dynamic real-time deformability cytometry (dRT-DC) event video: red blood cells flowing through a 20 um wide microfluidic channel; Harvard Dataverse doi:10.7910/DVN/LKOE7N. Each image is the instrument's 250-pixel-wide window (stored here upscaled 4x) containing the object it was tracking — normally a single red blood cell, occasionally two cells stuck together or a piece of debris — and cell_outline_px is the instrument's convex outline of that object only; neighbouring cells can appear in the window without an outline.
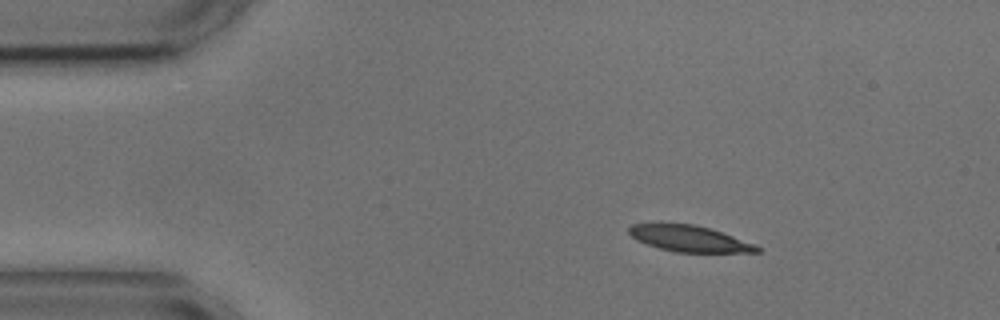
{"species": "common noctule bat (a hibernating species)", "species_latin": "Nyctalus noctula", "temperature_condition": "cold", "stored_images_in_passage": 3, "camera_frame_rate_fps": 3000, "um_per_image_px": 0.085, "animal": {"sex": "male", "body_mass_g": 17.9, "forearm_length_mm": 54.2}, "frame": {"image": 1, "passage_image": 1, "time_ms": 0.0, "image_size_px": [1000, 320], "cell_outline_px": [[760, 252], [676, 252], [660, 248], [636, 240], [628, 232], [628, 228], [632, 224], [660, 220], [696, 224], [756, 244], [760, 248]], "centroid_in_image_um": [58.49, 20.22], "position_along_channel_um": 26.5, "area_um2": 20.06}}
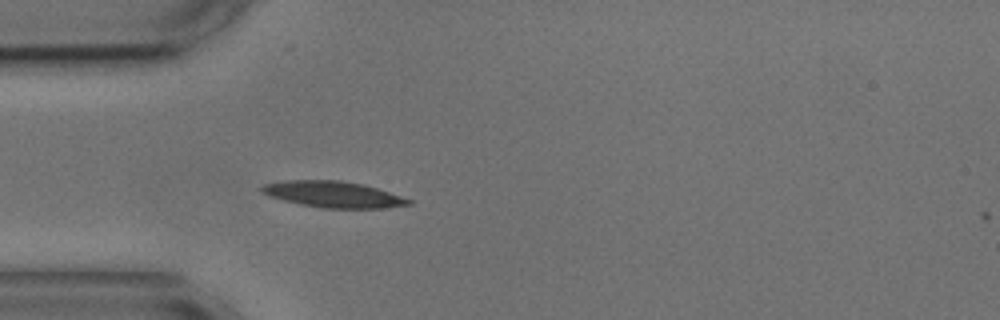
{"frame": {"image": 2, "passage_image": 3, "time_ms": 2.333, "image_size_px": [1000, 320], "cell_outline_px": [[412, 204], [384, 208], [320, 208], [300, 204], [268, 196], [260, 192], [260, 188], [264, 184], [284, 180], [340, 180], [364, 184], [412, 200]], "centroid_in_image_um": [28.28, 16.52], "position_along_channel_um": 56.7, "area_um2": 22.43}}